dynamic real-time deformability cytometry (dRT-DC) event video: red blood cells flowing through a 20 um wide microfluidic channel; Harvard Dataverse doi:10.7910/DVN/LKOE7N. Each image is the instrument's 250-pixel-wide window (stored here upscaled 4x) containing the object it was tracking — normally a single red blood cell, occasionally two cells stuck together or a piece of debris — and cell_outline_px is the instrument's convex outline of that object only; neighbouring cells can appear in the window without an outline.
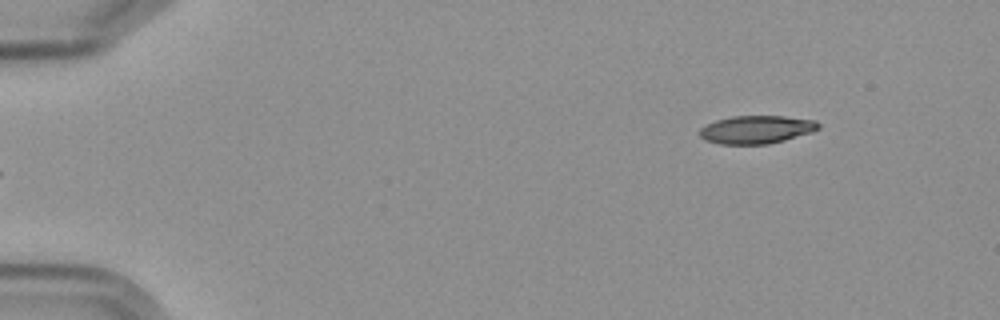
{"species": "Egyptian fruit bat (a non-hibernating species)", "species_latin": "Rousettus aegyptiacus", "temperature_condition": "cold", "stored_images_in_passage": 5, "camera_frame_rate_fps": 3000, "um_per_image_px": 0.085, "frame": {"image": 1, "passage_image": 5, "time_ms": 5.0, "image_size_px": [1000, 320], "cell_outline_px": [[820, 128], [812, 132], [784, 140], [768, 144], [720, 144], [704, 140], [700, 136], [700, 128], [716, 120], [732, 116], [784, 116], [816, 120], [820, 124]], "centroid_in_image_um": [64.31, 11.01], "position_along_channel_um": 20.7, "area_um2": 19.42}}